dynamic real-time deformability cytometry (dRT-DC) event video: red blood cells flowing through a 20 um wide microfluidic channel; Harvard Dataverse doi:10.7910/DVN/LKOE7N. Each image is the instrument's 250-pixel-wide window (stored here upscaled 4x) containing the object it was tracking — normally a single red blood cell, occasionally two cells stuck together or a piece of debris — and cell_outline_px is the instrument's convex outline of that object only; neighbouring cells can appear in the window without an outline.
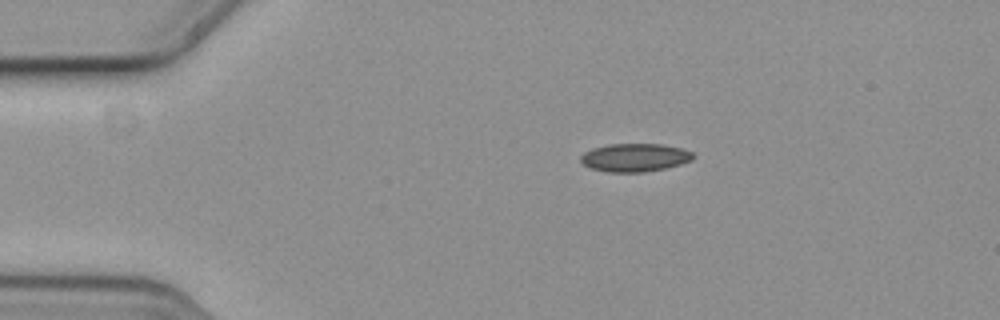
{"species": "common noctule bat (a hibernating species)", "species_latin": "Nyctalus noctula", "temperature_condition": "cold", "stored_images_in_passage": 3, "camera_frame_rate_fps": 3000, "um_per_image_px": 0.085, "animal": {"sex": "female", "body_mass_g": 19.3, "forearm_length_mm": 54.1}, "frame": {"image": 1, "passage_image": 3, "time_ms": 0.667, "image_size_px": [1000, 320], "cell_outline_px": [[696, 156], [692, 160], [680, 164], [664, 168], [644, 172], [608, 172], [592, 168], [584, 164], [580, 160], [580, 156], [584, 152], [592, 148], [608, 144], [664, 144], [684, 148], [692, 152]], "centroid_in_image_um": [53.99, 13.38], "position_along_channel_um": 31.0, "area_um2": 18.55}}